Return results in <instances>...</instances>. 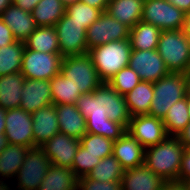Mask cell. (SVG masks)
Returning <instances> with one entry per match:
<instances>
[{
	"label": "cell",
	"instance_id": "6da1fadb",
	"mask_svg": "<svg viewBox=\"0 0 190 190\" xmlns=\"http://www.w3.org/2000/svg\"><path fill=\"white\" fill-rule=\"evenodd\" d=\"M76 106L86 118L87 133L101 135L112 141L126 132L131 119L125 97L107 82L91 93L81 94Z\"/></svg>",
	"mask_w": 190,
	"mask_h": 190
},
{
	"label": "cell",
	"instance_id": "7a4b0ae2",
	"mask_svg": "<svg viewBox=\"0 0 190 190\" xmlns=\"http://www.w3.org/2000/svg\"><path fill=\"white\" fill-rule=\"evenodd\" d=\"M185 146L177 136H167L145 149L144 165L164 181H178Z\"/></svg>",
	"mask_w": 190,
	"mask_h": 190
},
{
	"label": "cell",
	"instance_id": "3957f363",
	"mask_svg": "<svg viewBox=\"0 0 190 190\" xmlns=\"http://www.w3.org/2000/svg\"><path fill=\"white\" fill-rule=\"evenodd\" d=\"M189 81L190 74L170 72L153 83L154 96L148 115L163 119L174 103L185 98Z\"/></svg>",
	"mask_w": 190,
	"mask_h": 190
},
{
	"label": "cell",
	"instance_id": "277c9868",
	"mask_svg": "<svg viewBox=\"0 0 190 190\" xmlns=\"http://www.w3.org/2000/svg\"><path fill=\"white\" fill-rule=\"evenodd\" d=\"M131 50L130 41L126 39L96 46L88 54L100 79L108 82L117 72L128 66Z\"/></svg>",
	"mask_w": 190,
	"mask_h": 190
},
{
	"label": "cell",
	"instance_id": "5b68a950",
	"mask_svg": "<svg viewBox=\"0 0 190 190\" xmlns=\"http://www.w3.org/2000/svg\"><path fill=\"white\" fill-rule=\"evenodd\" d=\"M156 50L170 72L190 74V48L182 29L162 31Z\"/></svg>",
	"mask_w": 190,
	"mask_h": 190
},
{
	"label": "cell",
	"instance_id": "8992f818",
	"mask_svg": "<svg viewBox=\"0 0 190 190\" xmlns=\"http://www.w3.org/2000/svg\"><path fill=\"white\" fill-rule=\"evenodd\" d=\"M60 73L70 79L82 94L93 92L103 83L88 53L63 57Z\"/></svg>",
	"mask_w": 190,
	"mask_h": 190
},
{
	"label": "cell",
	"instance_id": "52a82bcc",
	"mask_svg": "<svg viewBox=\"0 0 190 190\" xmlns=\"http://www.w3.org/2000/svg\"><path fill=\"white\" fill-rule=\"evenodd\" d=\"M60 53H45L24 48L21 74L25 78L50 81L61 70Z\"/></svg>",
	"mask_w": 190,
	"mask_h": 190
},
{
	"label": "cell",
	"instance_id": "ba28073f",
	"mask_svg": "<svg viewBox=\"0 0 190 190\" xmlns=\"http://www.w3.org/2000/svg\"><path fill=\"white\" fill-rule=\"evenodd\" d=\"M50 166L51 161L41 147L30 148L14 177L18 182L16 190H38Z\"/></svg>",
	"mask_w": 190,
	"mask_h": 190
},
{
	"label": "cell",
	"instance_id": "9c48e42d",
	"mask_svg": "<svg viewBox=\"0 0 190 190\" xmlns=\"http://www.w3.org/2000/svg\"><path fill=\"white\" fill-rule=\"evenodd\" d=\"M184 14L166 0H144L141 21L161 31L180 30L184 25Z\"/></svg>",
	"mask_w": 190,
	"mask_h": 190
},
{
	"label": "cell",
	"instance_id": "30bf717a",
	"mask_svg": "<svg viewBox=\"0 0 190 190\" xmlns=\"http://www.w3.org/2000/svg\"><path fill=\"white\" fill-rule=\"evenodd\" d=\"M54 27L57 32L60 55L62 57L84 55L89 52L86 41L87 29L84 25L73 21L65 13Z\"/></svg>",
	"mask_w": 190,
	"mask_h": 190
},
{
	"label": "cell",
	"instance_id": "8fae6325",
	"mask_svg": "<svg viewBox=\"0 0 190 190\" xmlns=\"http://www.w3.org/2000/svg\"><path fill=\"white\" fill-rule=\"evenodd\" d=\"M130 28L104 11L86 30L88 51L111 41L129 39Z\"/></svg>",
	"mask_w": 190,
	"mask_h": 190
},
{
	"label": "cell",
	"instance_id": "7c38bea8",
	"mask_svg": "<svg viewBox=\"0 0 190 190\" xmlns=\"http://www.w3.org/2000/svg\"><path fill=\"white\" fill-rule=\"evenodd\" d=\"M32 114L21 108L6 110L5 136L8 144L34 147Z\"/></svg>",
	"mask_w": 190,
	"mask_h": 190
},
{
	"label": "cell",
	"instance_id": "4fadbf2b",
	"mask_svg": "<svg viewBox=\"0 0 190 190\" xmlns=\"http://www.w3.org/2000/svg\"><path fill=\"white\" fill-rule=\"evenodd\" d=\"M128 66L137 72L141 81L151 83L170 73L156 49L131 50Z\"/></svg>",
	"mask_w": 190,
	"mask_h": 190
},
{
	"label": "cell",
	"instance_id": "5bb4252c",
	"mask_svg": "<svg viewBox=\"0 0 190 190\" xmlns=\"http://www.w3.org/2000/svg\"><path fill=\"white\" fill-rule=\"evenodd\" d=\"M146 149L157 145L168 135L163 120L150 115H138L131 117L126 129Z\"/></svg>",
	"mask_w": 190,
	"mask_h": 190
},
{
	"label": "cell",
	"instance_id": "9a60e30c",
	"mask_svg": "<svg viewBox=\"0 0 190 190\" xmlns=\"http://www.w3.org/2000/svg\"><path fill=\"white\" fill-rule=\"evenodd\" d=\"M79 146V139L58 132L40 147L48 156L51 164L71 169Z\"/></svg>",
	"mask_w": 190,
	"mask_h": 190
},
{
	"label": "cell",
	"instance_id": "2e32d148",
	"mask_svg": "<svg viewBox=\"0 0 190 190\" xmlns=\"http://www.w3.org/2000/svg\"><path fill=\"white\" fill-rule=\"evenodd\" d=\"M50 104H53L50 81L25 78L19 108L32 114Z\"/></svg>",
	"mask_w": 190,
	"mask_h": 190
},
{
	"label": "cell",
	"instance_id": "e0dca14e",
	"mask_svg": "<svg viewBox=\"0 0 190 190\" xmlns=\"http://www.w3.org/2000/svg\"><path fill=\"white\" fill-rule=\"evenodd\" d=\"M144 153L145 148L127 131L114 141L112 155L125 170L143 165Z\"/></svg>",
	"mask_w": 190,
	"mask_h": 190
},
{
	"label": "cell",
	"instance_id": "ac0fdd59",
	"mask_svg": "<svg viewBox=\"0 0 190 190\" xmlns=\"http://www.w3.org/2000/svg\"><path fill=\"white\" fill-rule=\"evenodd\" d=\"M34 147H40L59 130L55 105L50 104L32 113Z\"/></svg>",
	"mask_w": 190,
	"mask_h": 190
},
{
	"label": "cell",
	"instance_id": "d6986e66",
	"mask_svg": "<svg viewBox=\"0 0 190 190\" xmlns=\"http://www.w3.org/2000/svg\"><path fill=\"white\" fill-rule=\"evenodd\" d=\"M1 18L10 28L16 41L24 42L38 27L30 12L14 4L9 5L2 12Z\"/></svg>",
	"mask_w": 190,
	"mask_h": 190
},
{
	"label": "cell",
	"instance_id": "ffe728a7",
	"mask_svg": "<svg viewBox=\"0 0 190 190\" xmlns=\"http://www.w3.org/2000/svg\"><path fill=\"white\" fill-rule=\"evenodd\" d=\"M55 108L60 132L80 140L87 133L86 118L76 104H59Z\"/></svg>",
	"mask_w": 190,
	"mask_h": 190
},
{
	"label": "cell",
	"instance_id": "44dd1931",
	"mask_svg": "<svg viewBox=\"0 0 190 190\" xmlns=\"http://www.w3.org/2000/svg\"><path fill=\"white\" fill-rule=\"evenodd\" d=\"M164 180L144 164L126 169L122 177V190H161Z\"/></svg>",
	"mask_w": 190,
	"mask_h": 190
},
{
	"label": "cell",
	"instance_id": "7402d4cb",
	"mask_svg": "<svg viewBox=\"0 0 190 190\" xmlns=\"http://www.w3.org/2000/svg\"><path fill=\"white\" fill-rule=\"evenodd\" d=\"M143 5L144 0H109L106 12L131 29L141 21Z\"/></svg>",
	"mask_w": 190,
	"mask_h": 190
},
{
	"label": "cell",
	"instance_id": "603a6c76",
	"mask_svg": "<svg viewBox=\"0 0 190 190\" xmlns=\"http://www.w3.org/2000/svg\"><path fill=\"white\" fill-rule=\"evenodd\" d=\"M25 76L11 73L0 76V107L4 110L19 108Z\"/></svg>",
	"mask_w": 190,
	"mask_h": 190
},
{
	"label": "cell",
	"instance_id": "cb8c5ba5",
	"mask_svg": "<svg viewBox=\"0 0 190 190\" xmlns=\"http://www.w3.org/2000/svg\"><path fill=\"white\" fill-rule=\"evenodd\" d=\"M153 96V83L140 81L129 93L124 95L130 116L148 115Z\"/></svg>",
	"mask_w": 190,
	"mask_h": 190
},
{
	"label": "cell",
	"instance_id": "d4e9b609",
	"mask_svg": "<svg viewBox=\"0 0 190 190\" xmlns=\"http://www.w3.org/2000/svg\"><path fill=\"white\" fill-rule=\"evenodd\" d=\"M78 178L70 168L51 164L38 190H77Z\"/></svg>",
	"mask_w": 190,
	"mask_h": 190
},
{
	"label": "cell",
	"instance_id": "484cf974",
	"mask_svg": "<svg viewBox=\"0 0 190 190\" xmlns=\"http://www.w3.org/2000/svg\"><path fill=\"white\" fill-rule=\"evenodd\" d=\"M161 30L152 25L139 21L130 29L129 41L132 50H155Z\"/></svg>",
	"mask_w": 190,
	"mask_h": 190
},
{
	"label": "cell",
	"instance_id": "4316f807",
	"mask_svg": "<svg viewBox=\"0 0 190 190\" xmlns=\"http://www.w3.org/2000/svg\"><path fill=\"white\" fill-rule=\"evenodd\" d=\"M30 148L22 145L7 144L0 153V177L13 179L26 158Z\"/></svg>",
	"mask_w": 190,
	"mask_h": 190
},
{
	"label": "cell",
	"instance_id": "83f0119b",
	"mask_svg": "<svg viewBox=\"0 0 190 190\" xmlns=\"http://www.w3.org/2000/svg\"><path fill=\"white\" fill-rule=\"evenodd\" d=\"M25 48L45 53H60L57 32L54 26L37 27L24 41Z\"/></svg>",
	"mask_w": 190,
	"mask_h": 190
},
{
	"label": "cell",
	"instance_id": "f1b7e54d",
	"mask_svg": "<svg viewBox=\"0 0 190 190\" xmlns=\"http://www.w3.org/2000/svg\"><path fill=\"white\" fill-rule=\"evenodd\" d=\"M61 0H40L31 14L38 27L54 26L65 14Z\"/></svg>",
	"mask_w": 190,
	"mask_h": 190
},
{
	"label": "cell",
	"instance_id": "f546056e",
	"mask_svg": "<svg viewBox=\"0 0 190 190\" xmlns=\"http://www.w3.org/2000/svg\"><path fill=\"white\" fill-rule=\"evenodd\" d=\"M50 87L53 105L76 104L82 94L79 88L61 73L50 80Z\"/></svg>",
	"mask_w": 190,
	"mask_h": 190
},
{
	"label": "cell",
	"instance_id": "4dcf8cb0",
	"mask_svg": "<svg viewBox=\"0 0 190 190\" xmlns=\"http://www.w3.org/2000/svg\"><path fill=\"white\" fill-rule=\"evenodd\" d=\"M24 48L22 41L0 48V76L21 72Z\"/></svg>",
	"mask_w": 190,
	"mask_h": 190
},
{
	"label": "cell",
	"instance_id": "1f68e13d",
	"mask_svg": "<svg viewBox=\"0 0 190 190\" xmlns=\"http://www.w3.org/2000/svg\"><path fill=\"white\" fill-rule=\"evenodd\" d=\"M168 136H178L190 122L186 97L172 105L162 119Z\"/></svg>",
	"mask_w": 190,
	"mask_h": 190
},
{
	"label": "cell",
	"instance_id": "d6a6232c",
	"mask_svg": "<svg viewBox=\"0 0 190 190\" xmlns=\"http://www.w3.org/2000/svg\"><path fill=\"white\" fill-rule=\"evenodd\" d=\"M124 171L120 162L110 155L102 158L87 177L100 182L122 181Z\"/></svg>",
	"mask_w": 190,
	"mask_h": 190
},
{
	"label": "cell",
	"instance_id": "836d02e7",
	"mask_svg": "<svg viewBox=\"0 0 190 190\" xmlns=\"http://www.w3.org/2000/svg\"><path fill=\"white\" fill-rule=\"evenodd\" d=\"M65 13L71 17L73 21L84 25L87 29L93 22L98 20L102 11L98 8L91 7L82 1H78L67 5L65 7Z\"/></svg>",
	"mask_w": 190,
	"mask_h": 190
},
{
	"label": "cell",
	"instance_id": "e575fe53",
	"mask_svg": "<svg viewBox=\"0 0 190 190\" xmlns=\"http://www.w3.org/2000/svg\"><path fill=\"white\" fill-rule=\"evenodd\" d=\"M80 145L85 148L88 153L102 159L113 154L114 141L101 135L86 133L80 139Z\"/></svg>",
	"mask_w": 190,
	"mask_h": 190
},
{
	"label": "cell",
	"instance_id": "d590c367",
	"mask_svg": "<svg viewBox=\"0 0 190 190\" xmlns=\"http://www.w3.org/2000/svg\"><path fill=\"white\" fill-rule=\"evenodd\" d=\"M141 79L137 72L129 66L122 68L107 83L115 89L120 95L129 93Z\"/></svg>",
	"mask_w": 190,
	"mask_h": 190
},
{
	"label": "cell",
	"instance_id": "8d00e7d4",
	"mask_svg": "<svg viewBox=\"0 0 190 190\" xmlns=\"http://www.w3.org/2000/svg\"><path fill=\"white\" fill-rule=\"evenodd\" d=\"M100 160L101 159L98 158V156L88 153V151L80 145L73 159L71 170L78 179L85 177L100 162Z\"/></svg>",
	"mask_w": 190,
	"mask_h": 190
},
{
	"label": "cell",
	"instance_id": "74e56055",
	"mask_svg": "<svg viewBox=\"0 0 190 190\" xmlns=\"http://www.w3.org/2000/svg\"><path fill=\"white\" fill-rule=\"evenodd\" d=\"M77 190H122L121 181L100 182L87 176L78 179Z\"/></svg>",
	"mask_w": 190,
	"mask_h": 190
},
{
	"label": "cell",
	"instance_id": "f35d334b",
	"mask_svg": "<svg viewBox=\"0 0 190 190\" xmlns=\"http://www.w3.org/2000/svg\"><path fill=\"white\" fill-rule=\"evenodd\" d=\"M189 180H190V148H185L182 155L178 181L186 182Z\"/></svg>",
	"mask_w": 190,
	"mask_h": 190
},
{
	"label": "cell",
	"instance_id": "ab89813d",
	"mask_svg": "<svg viewBox=\"0 0 190 190\" xmlns=\"http://www.w3.org/2000/svg\"><path fill=\"white\" fill-rule=\"evenodd\" d=\"M15 41L16 39L14 38L10 28L5 24V22L0 17V48L6 45H10Z\"/></svg>",
	"mask_w": 190,
	"mask_h": 190
},
{
	"label": "cell",
	"instance_id": "60d3db41",
	"mask_svg": "<svg viewBox=\"0 0 190 190\" xmlns=\"http://www.w3.org/2000/svg\"><path fill=\"white\" fill-rule=\"evenodd\" d=\"M39 1L40 0H12V4L31 13Z\"/></svg>",
	"mask_w": 190,
	"mask_h": 190
},
{
	"label": "cell",
	"instance_id": "b9f144b4",
	"mask_svg": "<svg viewBox=\"0 0 190 190\" xmlns=\"http://www.w3.org/2000/svg\"><path fill=\"white\" fill-rule=\"evenodd\" d=\"M161 190H187L185 182L165 181Z\"/></svg>",
	"mask_w": 190,
	"mask_h": 190
},
{
	"label": "cell",
	"instance_id": "7bdbcfd3",
	"mask_svg": "<svg viewBox=\"0 0 190 190\" xmlns=\"http://www.w3.org/2000/svg\"><path fill=\"white\" fill-rule=\"evenodd\" d=\"M185 148H190V122L177 136Z\"/></svg>",
	"mask_w": 190,
	"mask_h": 190
},
{
	"label": "cell",
	"instance_id": "ee69618b",
	"mask_svg": "<svg viewBox=\"0 0 190 190\" xmlns=\"http://www.w3.org/2000/svg\"><path fill=\"white\" fill-rule=\"evenodd\" d=\"M85 4H88L91 7L98 8L102 12L107 10L109 0H81Z\"/></svg>",
	"mask_w": 190,
	"mask_h": 190
},
{
	"label": "cell",
	"instance_id": "f6af8a7d",
	"mask_svg": "<svg viewBox=\"0 0 190 190\" xmlns=\"http://www.w3.org/2000/svg\"><path fill=\"white\" fill-rule=\"evenodd\" d=\"M184 13L190 11V0H166Z\"/></svg>",
	"mask_w": 190,
	"mask_h": 190
},
{
	"label": "cell",
	"instance_id": "bcb514c9",
	"mask_svg": "<svg viewBox=\"0 0 190 190\" xmlns=\"http://www.w3.org/2000/svg\"><path fill=\"white\" fill-rule=\"evenodd\" d=\"M182 31L185 35L190 36V11L184 14V25Z\"/></svg>",
	"mask_w": 190,
	"mask_h": 190
},
{
	"label": "cell",
	"instance_id": "7dc6e473",
	"mask_svg": "<svg viewBox=\"0 0 190 190\" xmlns=\"http://www.w3.org/2000/svg\"><path fill=\"white\" fill-rule=\"evenodd\" d=\"M6 110L0 107V134H5Z\"/></svg>",
	"mask_w": 190,
	"mask_h": 190
},
{
	"label": "cell",
	"instance_id": "c3c4849f",
	"mask_svg": "<svg viewBox=\"0 0 190 190\" xmlns=\"http://www.w3.org/2000/svg\"><path fill=\"white\" fill-rule=\"evenodd\" d=\"M12 4V0H0V17L2 15V12Z\"/></svg>",
	"mask_w": 190,
	"mask_h": 190
},
{
	"label": "cell",
	"instance_id": "681fc988",
	"mask_svg": "<svg viewBox=\"0 0 190 190\" xmlns=\"http://www.w3.org/2000/svg\"><path fill=\"white\" fill-rule=\"evenodd\" d=\"M7 144L8 143L5 134H0V153L5 149Z\"/></svg>",
	"mask_w": 190,
	"mask_h": 190
},
{
	"label": "cell",
	"instance_id": "f907efd6",
	"mask_svg": "<svg viewBox=\"0 0 190 190\" xmlns=\"http://www.w3.org/2000/svg\"><path fill=\"white\" fill-rule=\"evenodd\" d=\"M9 185L10 184L7 183V180L4 182V180L0 178V190H12Z\"/></svg>",
	"mask_w": 190,
	"mask_h": 190
},
{
	"label": "cell",
	"instance_id": "816d5d0a",
	"mask_svg": "<svg viewBox=\"0 0 190 190\" xmlns=\"http://www.w3.org/2000/svg\"><path fill=\"white\" fill-rule=\"evenodd\" d=\"M185 97H186V102H187V106H188V116L190 119V90L187 91Z\"/></svg>",
	"mask_w": 190,
	"mask_h": 190
},
{
	"label": "cell",
	"instance_id": "f5cc1de1",
	"mask_svg": "<svg viewBox=\"0 0 190 190\" xmlns=\"http://www.w3.org/2000/svg\"><path fill=\"white\" fill-rule=\"evenodd\" d=\"M63 2V4L65 6L69 5V4H72V3H76L78 1H81V0H61Z\"/></svg>",
	"mask_w": 190,
	"mask_h": 190
},
{
	"label": "cell",
	"instance_id": "db71d44e",
	"mask_svg": "<svg viewBox=\"0 0 190 190\" xmlns=\"http://www.w3.org/2000/svg\"><path fill=\"white\" fill-rule=\"evenodd\" d=\"M186 186H187V190H190V180L185 182Z\"/></svg>",
	"mask_w": 190,
	"mask_h": 190
},
{
	"label": "cell",
	"instance_id": "11a10c76",
	"mask_svg": "<svg viewBox=\"0 0 190 190\" xmlns=\"http://www.w3.org/2000/svg\"><path fill=\"white\" fill-rule=\"evenodd\" d=\"M188 37V45H189V48H190V36H187Z\"/></svg>",
	"mask_w": 190,
	"mask_h": 190
}]
</instances>
